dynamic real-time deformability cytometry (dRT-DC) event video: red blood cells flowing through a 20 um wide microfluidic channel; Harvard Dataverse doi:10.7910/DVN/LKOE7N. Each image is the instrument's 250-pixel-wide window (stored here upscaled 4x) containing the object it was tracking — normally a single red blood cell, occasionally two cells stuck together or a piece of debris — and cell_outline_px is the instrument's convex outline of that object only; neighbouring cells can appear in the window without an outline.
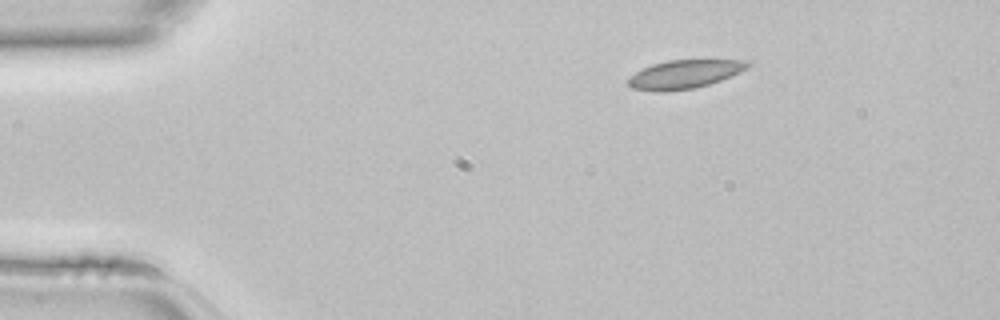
{"species": "common noctule bat (a hibernating species)", "species_latin": "Nyctalus noctula", "temperature_condition": "room temperature", "stored_images_in_passage": 38, "camera_frame_rate_fps": 3000, "um_per_image_px": 0.085, "animal": {"sex": "female", "body_mass_g": 22.7, "forearm_length_mm": 54.2}, "frame": {"image": 1, "passage_image": 1, "time_ms": 0.0, "image_size_px": [1000, 320], "cell_outline_px": [[752, 64], [748, 68], [740, 72], [720, 80], [708, 84], [692, 88], [664, 92], [652, 92], [632, 88], [628, 84], [628, 80], [636, 72], [652, 64], [668, 60], [748, 60]], "centroid_in_image_um": [58.19, 6.31], "position_along_channel_um": 26.8, "area_um2": 19.77}}
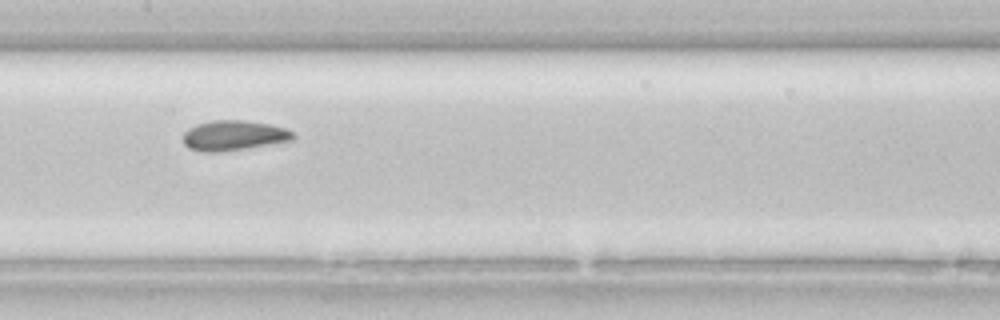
{"frame": {"image": 2, "passage_image": 16, "time_ms": 5.0, "image_size_px": [1000, 320], "cell_outline_px": [[296, 136], [292, 140], [248, 148], [220, 152], [200, 152], [188, 148], [184, 144], [184, 132], [188, 128], [196, 124], [212, 120], [244, 120], [268, 124], [284, 128], [296, 132]], "centroid_in_image_um": [19.86, 11.52], "position_along_channel_um": 187.5, "area_um2": 19.42}}
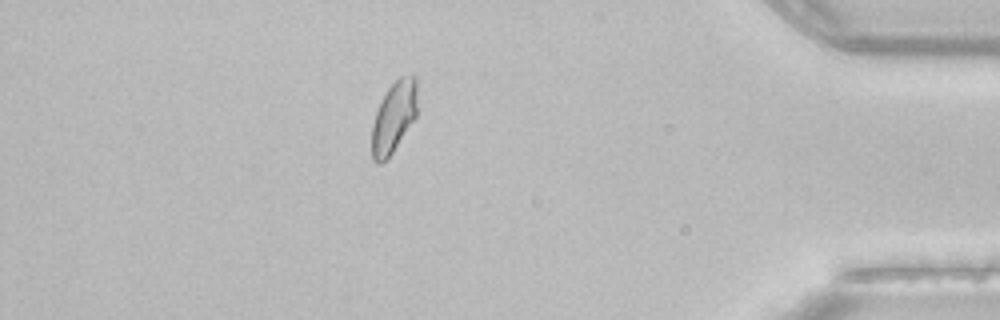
{"frame": {"image": 3, "passage_image": 33, "time_ms": 10.667, "image_size_px": [1000, 320], "cell_outline_px": [[416, 116], [392, 152], [380, 164], [376, 164], [372, 160], [372, 124], [376, 112], [388, 88], [400, 76], [416, 76]], "centroid_in_image_um": [33.45, 9.96], "position_along_channel_um": 401.7, "area_um2": 18.38}}